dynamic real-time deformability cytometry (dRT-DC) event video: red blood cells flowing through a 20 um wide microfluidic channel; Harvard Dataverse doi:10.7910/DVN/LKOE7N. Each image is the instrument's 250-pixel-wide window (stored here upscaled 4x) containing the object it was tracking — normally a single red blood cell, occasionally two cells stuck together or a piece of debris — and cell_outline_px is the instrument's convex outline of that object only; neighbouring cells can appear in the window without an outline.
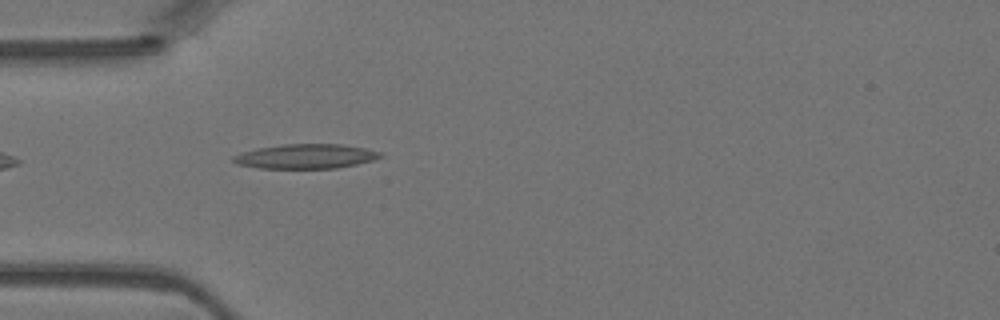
{"species": "Egyptian fruit bat (a non-hibernating species)", "species_latin": "Rousettus aegyptiacus", "temperature_condition": "warm", "stored_images_in_passage": 34, "camera_frame_rate_fps": 3000, "um_per_image_px": 0.085, "animal": {"sex": "female"}, "frame": {"image": 1, "passage_image": 4, "time_ms": 1.0, "image_size_px": [1000, 320], "cell_outline_px": [[384, 156], [372, 160], [356, 164], [336, 168], [260, 168], [236, 164], [232, 160], [232, 156], [240, 152], [256, 148], [284, 144], [344, 144], [364, 148], [380, 152]], "centroid_in_image_um": [25.95, 13.28], "position_along_channel_um": 59.0, "area_um2": 21.04}}
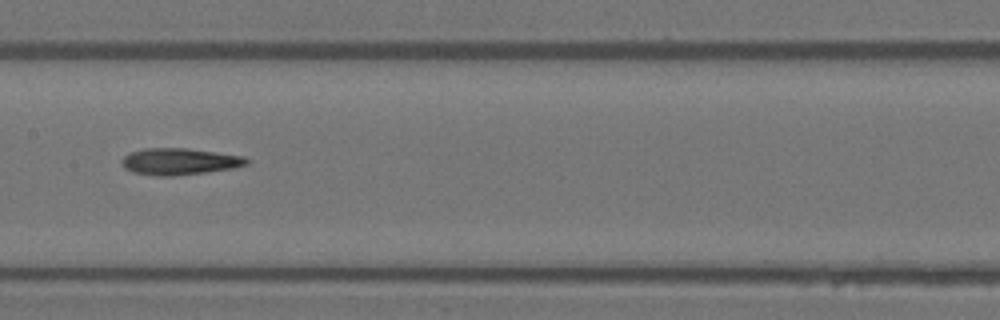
{"frame": {"image": 2, "passage_image": 13, "time_ms": 4.0, "image_size_px": [1000, 320], "cell_outline_px": [[248, 164], [232, 168], [208, 172], [172, 176], [156, 176], [132, 172], [124, 168], [120, 160], [124, 156], [132, 152], [144, 148], [188, 148], [244, 156], [248, 160]], "centroid_in_image_um": [15.23, 13.73], "position_along_channel_um": 192.2, "area_um2": 19.42}}
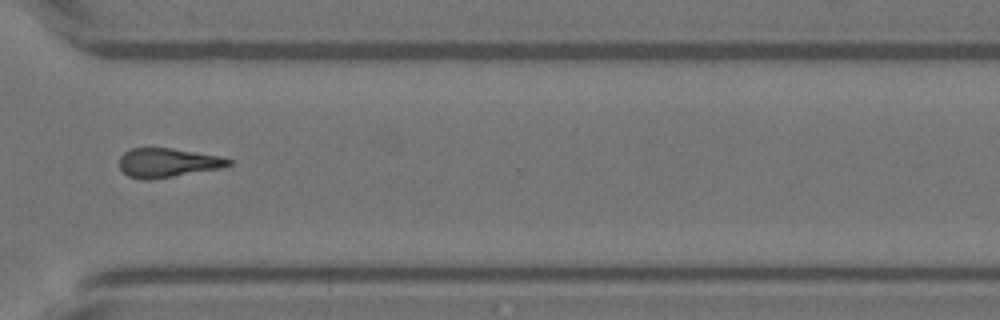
{"frame": {"image": 3, "passage_image": 24, "time_ms": 7.667, "image_size_px": [1000, 320], "cell_outline_px": [[232, 164], [224, 168], [148, 180], [140, 180], [128, 176], [120, 168], [120, 156], [124, 152], [132, 148], [172, 148], [220, 156], [232, 160]], "centroid_in_image_um": [14.26, 13.84], "position_along_channel_um": 356.3, "area_um2": 18.61}}